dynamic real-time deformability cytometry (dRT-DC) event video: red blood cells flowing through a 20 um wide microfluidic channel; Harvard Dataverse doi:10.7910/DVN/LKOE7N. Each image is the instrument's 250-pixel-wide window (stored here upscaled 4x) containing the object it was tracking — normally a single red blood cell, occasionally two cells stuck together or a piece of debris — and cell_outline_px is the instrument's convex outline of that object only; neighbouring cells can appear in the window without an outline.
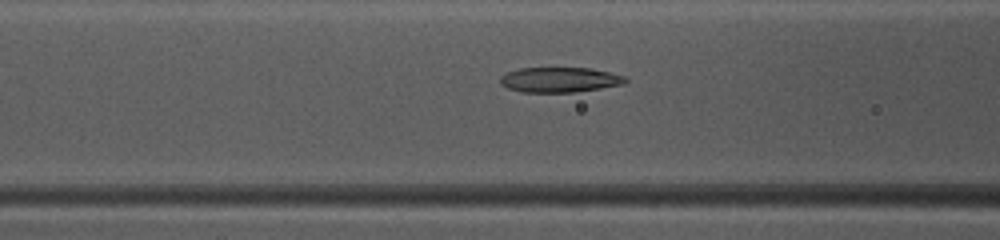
{"species": "common noctule bat (a hibernating species)", "species_latin": "Nyctalus noctula", "temperature_condition": "warm", "stored_images_in_passage": 49, "camera_frame_rate_fps": 3000, "um_per_image_px": 0.085, "animal": {"sex": "female", "body_mass_g": 10.0, "forearm_length_mm": 53.1}, "frame": {"image": 1, "passage_image": 20, "time_ms": 6.333, "image_size_px": [1000, 240], "cell_outline_px": [[628, 80], [624, 84], [576, 92], [520, 92], [508, 88], [500, 84], [500, 76], [508, 72], [520, 68], [588, 68], [608, 72], [624, 76]], "centroid_in_image_um": [47.55, 6.78], "position_along_channel_um": 119.1, "area_um2": 18.21}}
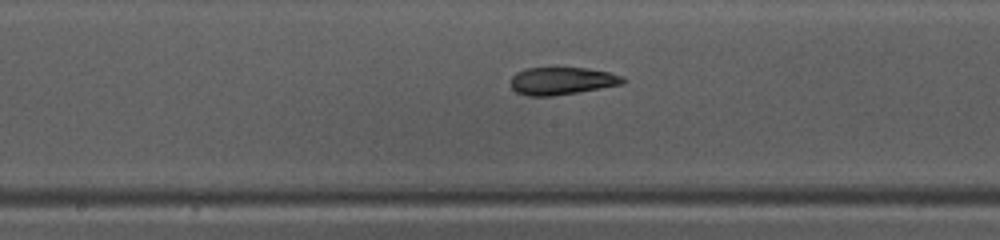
{"frame": {"image": 2, "passage_image": 26, "time_ms": 8.333, "image_size_px": [1000, 240], "cell_outline_px": [[628, 80], [624, 84], [552, 96], [528, 96], [516, 92], [508, 84], [508, 80], [516, 72], [524, 68], [588, 68], [608, 72], [624, 76]], "centroid_in_image_um": [47.73, 6.87], "position_along_channel_um": 200.5, "area_um2": 18.26}}
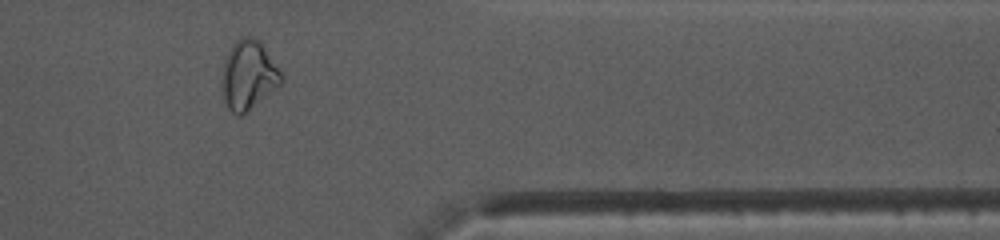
{"frame": {"image": 3, "passage_image": 41, "time_ms": 13.333, "image_size_px": [1000, 240], "cell_outline_px": [[280, 84], [240, 116], [236, 116], [228, 108], [224, 100], [220, 84], [220, 80], [224, 60], [232, 44], [240, 36], [252, 36], [260, 40], [280, 68]], "centroid_in_image_um": [21.07, 6.34], "position_along_channel_um": 390.3, "area_um2": 23.93}, "authors_computed_cell_mechanics": {"area_um2": 20.0566, "velocity_mm_per_s": 4.0562, "shape_relaxation_time_tau1_ms": null, "shape_relaxation_time_tau2_ms": 2.15, "deformation_change_tau1": null, "deformation_change_tau2": 0.0909}}